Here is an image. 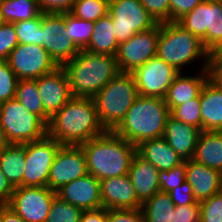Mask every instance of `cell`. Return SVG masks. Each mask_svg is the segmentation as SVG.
Instances as JSON below:
<instances>
[{
	"mask_svg": "<svg viewBox=\"0 0 222 222\" xmlns=\"http://www.w3.org/2000/svg\"><path fill=\"white\" fill-rule=\"evenodd\" d=\"M105 131L93 98L72 97L47 125V135L61 145H81Z\"/></svg>",
	"mask_w": 222,
	"mask_h": 222,
	"instance_id": "cell-1",
	"label": "cell"
},
{
	"mask_svg": "<svg viewBox=\"0 0 222 222\" xmlns=\"http://www.w3.org/2000/svg\"><path fill=\"white\" fill-rule=\"evenodd\" d=\"M80 146L85 154L88 174L99 181L127 175L137 154L135 145L110 130Z\"/></svg>",
	"mask_w": 222,
	"mask_h": 222,
	"instance_id": "cell-2",
	"label": "cell"
},
{
	"mask_svg": "<svg viewBox=\"0 0 222 222\" xmlns=\"http://www.w3.org/2000/svg\"><path fill=\"white\" fill-rule=\"evenodd\" d=\"M62 68L73 97L93 98L120 71L116 57L80 52Z\"/></svg>",
	"mask_w": 222,
	"mask_h": 222,
	"instance_id": "cell-3",
	"label": "cell"
},
{
	"mask_svg": "<svg viewBox=\"0 0 222 222\" xmlns=\"http://www.w3.org/2000/svg\"><path fill=\"white\" fill-rule=\"evenodd\" d=\"M169 115V108L163 98L139 95L113 131L137 146L145 140L163 137Z\"/></svg>",
	"mask_w": 222,
	"mask_h": 222,
	"instance_id": "cell-4",
	"label": "cell"
},
{
	"mask_svg": "<svg viewBox=\"0 0 222 222\" xmlns=\"http://www.w3.org/2000/svg\"><path fill=\"white\" fill-rule=\"evenodd\" d=\"M157 57L181 72L184 66L200 59H203L202 69H207L210 53L199 37L191 34L176 21H170L160 23Z\"/></svg>",
	"mask_w": 222,
	"mask_h": 222,
	"instance_id": "cell-5",
	"label": "cell"
},
{
	"mask_svg": "<svg viewBox=\"0 0 222 222\" xmlns=\"http://www.w3.org/2000/svg\"><path fill=\"white\" fill-rule=\"evenodd\" d=\"M139 96L132 73L119 72L94 97L97 116L105 130L113 131Z\"/></svg>",
	"mask_w": 222,
	"mask_h": 222,
	"instance_id": "cell-6",
	"label": "cell"
},
{
	"mask_svg": "<svg viewBox=\"0 0 222 222\" xmlns=\"http://www.w3.org/2000/svg\"><path fill=\"white\" fill-rule=\"evenodd\" d=\"M0 125L10 144H25L47 135V125L15 98L0 103Z\"/></svg>",
	"mask_w": 222,
	"mask_h": 222,
	"instance_id": "cell-7",
	"label": "cell"
},
{
	"mask_svg": "<svg viewBox=\"0 0 222 222\" xmlns=\"http://www.w3.org/2000/svg\"><path fill=\"white\" fill-rule=\"evenodd\" d=\"M176 22L199 37L211 53L222 43V0H203Z\"/></svg>",
	"mask_w": 222,
	"mask_h": 222,
	"instance_id": "cell-8",
	"label": "cell"
},
{
	"mask_svg": "<svg viewBox=\"0 0 222 222\" xmlns=\"http://www.w3.org/2000/svg\"><path fill=\"white\" fill-rule=\"evenodd\" d=\"M108 15L112 18L119 44L136 33L151 30L158 24L140 0H109Z\"/></svg>",
	"mask_w": 222,
	"mask_h": 222,
	"instance_id": "cell-9",
	"label": "cell"
},
{
	"mask_svg": "<svg viewBox=\"0 0 222 222\" xmlns=\"http://www.w3.org/2000/svg\"><path fill=\"white\" fill-rule=\"evenodd\" d=\"M61 144L45 135L37 141L25 143V172L22 186L46 187L50 169Z\"/></svg>",
	"mask_w": 222,
	"mask_h": 222,
	"instance_id": "cell-10",
	"label": "cell"
},
{
	"mask_svg": "<svg viewBox=\"0 0 222 222\" xmlns=\"http://www.w3.org/2000/svg\"><path fill=\"white\" fill-rule=\"evenodd\" d=\"M6 61L19 80L37 79L59 67L46 49L36 44H18Z\"/></svg>",
	"mask_w": 222,
	"mask_h": 222,
	"instance_id": "cell-11",
	"label": "cell"
},
{
	"mask_svg": "<svg viewBox=\"0 0 222 222\" xmlns=\"http://www.w3.org/2000/svg\"><path fill=\"white\" fill-rule=\"evenodd\" d=\"M55 196L47 186H20L14 189L8 207L24 222H45Z\"/></svg>",
	"mask_w": 222,
	"mask_h": 222,
	"instance_id": "cell-12",
	"label": "cell"
},
{
	"mask_svg": "<svg viewBox=\"0 0 222 222\" xmlns=\"http://www.w3.org/2000/svg\"><path fill=\"white\" fill-rule=\"evenodd\" d=\"M41 30V46L59 67L71 61L80 52L72 39L63 35L66 31L65 14L41 13Z\"/></svg>",
	"mask_w": 222,
	"mask_h": 222,
	"instance_id": "cell-13",
	"label": "cell"
},
{
	"mask_svg": "<svg viewBox=\"0 0 222 222\" xmlns=\"http://www.w3.org/2000/svg\"><path fill=\"white\" fill-rule=\"evenodd\" d=\"M160 23L151 30L136 33L119 44L116 61L120 72L132 73L136 68L157 56Z\"/></svg>",
	"mask_w": 222,
	"mask_h": 222,
	"instance_id": "cell-14",
	"label": "cell"
},
{
	"mask_svg": "<svg viewBox=\"0 0 222 222\" xmlns=\"http://www.w3.org/2000/svg\"><path fill=\"white\" fill-rule=\"evenodd\" d=\"M179 73L173 66L156 56L136 68L132 75L140 96L164 99L173 79Z\"/></svg>",
	"mask_w": 222,
	"mask_h": 222,
	"instance_id": "cell-15",
	"label": "cell"
},
{
	"mask_svg": "<svg viewBox=\"0 0 222 222\" xmlns=\"http://www.w3.org/2000/svg\"><path fill=\"white\" fill-rule=\"evenodd\" d=\"M88 174L85 154L80 145H61L55 154L47 187L57 191L62 186Z\"/></svg>",
	"mask_w": 222,
	"mask_h": 222,
	"instance_id": "cell-16",
	"label": "cell"
},
{
	"mask_svg": "<svg viewBox=\"0 0 222 222\" xmlns=\"http://www.w3.org/2000/svg\"><path fill=\"white\" fill-rule=\"evenodd\" d=\"M45 113L51 118L73 97L62 67L36 79Z\"/></svg>",
	"mask_w": 222,
	"mask_h": 222,
	"instance_id": "cell-17",
	"label": "cell"
},
{
	"mask_svg": "<svg viewBox=\"0 0 222 222\" xmlns=\"http://www.w3.org/2000/svg\"><path fill=\"white\" fill-rule=\"evenodd\" d=\"M56 196L83 210L102 208L100 181L91 174L62 186Z\"/></svg>",
	"mask_w": 222,
	"mask_h": 222,
	"instance_id": "cell-18",
	"label": "cell"
},
{
	"mask_svg": "<svg viewBox=\"0 0 222 222\" xmlns=\"http://www.w3.org/2000/svg\"><path fill=\"white\" fill-rule=\"evenodd\" d=\"M102 207L105 209H138V200L129 175L105 178L100 181Z\"/></svg>",
	"mask_w": 222,
	"mask_h": 222,
	"instance_id": "cell-19",
	"label": "cell"
},
{
	"mask_svg": "<svg viewBox=\"0 0 222 222\" xmlns=\"http://www.w3.org/2000/svg\"><path fill=\"white\" fill-rule=\"evenodd\" d=\"M186 181L192 187L197 202L222 191V173L194 160H186Z\"/></svg>",
	"mask_w": 222,
	"mask_h": 222,
	"instance_id": "cell-20",
	"label": "cell"
},
{
	"mask_svg": "<svg viewBox=\"0 0 222 222\" xmlns=\"http://www.w3.org/2000/svg\"><path fill=\"white\" fill-rule=\"evenodd\" d=\"M202 131L192 125H188L168 116L163 138L168 145L186 161L193 158L199 135Z\"/></svg>",
	"mask_w": 222,
	"mask_h": 222,
	"instance_id": "cell-21",
	"label": "cell"
},
{
	"mask_svg": "<svg viewBox=\"0 0 222 222\" xmlns=\"http://www.w3.org/2000/svg\"><path fill=\"white\" fill-rule=\"evenodd\" d=\"M197 75H185L180 72L172 81L164 98L169 111L178 105L195 99L200 95L203 85L208 80L207 69L198 68Z\"/></svg>",
	"mask_w": 222,
	"mask_h": 222,
	"instance_id": "cell-22",
	"label": "cell"
},
{
	"mask_svg": "<svg viewBox=\"0 0 222 222\" xmlns=\"http://www.w3.org/2000/svg\"><path fill=\"white\" fill-rule=\"evenodd\" d=\"M128 175L142 204L160 191L159 171L138 154L132 159Z\"/></svg>",
	"mask_w": 222,
	"mask_h": 222,
	"instance_id": "cell-23",
	"label": "cell"
},
{
	"mask_svg": "<svg viewBox=\"0 0 222 222\" xmlns=\"http://www.w3.org/2000/svg\"><path fill=\"white\" fill-rule=\"evenodd\" d=\"M201 131H222V90L209 80L199 95Z\"/></svg>",
	"mask_w": 222,
	"mask_h": 222,
	"instance_id": "cell-24",
	"label": "cell"
},
{
	"mask_svg": "<svg viewBox=\"0 0 222 222\" xmlns=\"http://www.w3.org/2000/svg\"><path fill=\"white\" fill-rule=\"evenodd\" d=\"M136 147L137 154L158 171H167L184 162L163 137L145 140Z\"/></svg>",
	"mask_w": 222,
	"mask_h": 222,
	"instance_id": "cell-25",
	"label": "cell"
},
{
	"mask_svg": "<svg viewBox=\"0 0 222 222\" xmlns=\"http://www.w3.org/2000/svg\"><path fill=\"white\" fill-rule=\"evenodd\" d=\"M192 160L222 173V131H202Z\"/></svg>",
	"mask_w": 222,
	"mask_h": 222,
	"instance_id": "cell-26",
	"label": "cell"
},
{
	"mask_svg": "<svg viewBox=\"0 0 222 222\" xmlns=\"http://www.w3.org/2000/svg\"><path fill=\"white\" fill-rule=\"evenodd\" d=\"M112 18L106 15L94 22L91 39L85 51L92 54L116 56L119 43L116 40Z\"/></svg>",
	"mask_w": 222,
	"mask_h": 222,
	"instance_id": "cell-27",
	"label": "cell"
},
{
	"mask_svg": "<svg viewBox=\"0 0 222 222\" xmlns=\"http://www.w3.org/2000/svg\"><path fill=\"white\" fill-rule=\"evenodd\" d=\"M0 169L14 188L22 186L25 172V144H10L2 150Z\"/></svg>",
	"mask_w": 222,
	"mask_h": 222,
	"instance_id": "cell-28",
	"label": "cell"
},
{
	"mask_svg": "<svg viewBox=\"0 0 222 222\" xmlns=\"http://www.w3.org/2000/svg\"><path fill=\"white\" fill-rule=\"evenodd\" d=\"M15 99L29 112L38 116L46 125H48L50 117L44 111L36 79L19 80L15 92Z\"/></svg>",
	"mask_w": 222,
	"mask_h": 222,
	"instance_id": "cell-29",
	"label": "cell"
},
{
	"mask_svg": "<svg viewBox=\"0 0 222 222\" xmlns=\"http://www.w3.org/2000/svg\"><path fill=\"white\" fill-rule=\"evenodd\" d=\"M175 204L167 192L159 191L142 204L145 222H173Z\"/></svg>",
	"mask_w": 222,
	"mask_h": 222,
	"instance_id": "cell-30",
	"label": "cell"
},
{
	"mask_svg": "<svg viewBox=\"0 0 222 222\" xmlns=\"http://www.w3.org/2000/svg\"><path fill=\"white\" fill-rule=\"evenodd\" d=\"M5 22L15 23L30 20L40 14L36 0H0Z\"/></svg>",
	"mask_w": 222,
	"mask_h": 222,
	"instance_id": "cell-31",
	"label": "cell"
},
{
	"mask_svg": "<svg viewBox=\"0 0 222 222\" xmlns=\"http://www.w3.org/2000/svg\"><path fill=\"white\" fill-rule=\"evenodd\" d=\"M66 31L63 35L70 37L79 50H84L91 39L94 28L93 21H86L73 16L71 13L65 14Z\"/></svg>",
	"mask_w": 222,
	"mask_h": 222,
	"instance_id": "cell-32",
	"label": "cell"
},
{
	"mask_svg": "<svg viewBox=\"0 0 222 222\" xmlns=\"http://www.w3.org/2000/svg\"><path fill=\"white\" fill-rule=\"evenodd\" d=\"M109 0H76L71 14L77 18L93 21L108 15Z\"/></svg>",
	"mask_w": 222,
	"mask_h": 222,
	"instance_id": "cell-33",
	"label": "cell"
},
{
	"mask_svg": "<svg viewBox=\"0 0 222 222\" xmlns=\"http://www.w3.org/2000/svg\"><path fill=\"white\" fill-rule=\"evenodd\" d=\"M83 211L55 196L45 222H79Z\"/></svg>",
	"mask_w": 222,
	"mask_h": 222,
	"instance_id": "cell-34",
	"label": "cell"
},
{
	"mask_svg": "<svg viewBox=\"0 0 222 222\" xmlns=\"http://www.w3.org/2000/svg\"><path fill=\"white\" fill-rule=\"evenodd\" d=\"M19 44H36L41 46V13L30 20L14 23Z\"/></svg>",
	"mask_w": 222,
	"mask_h": 222,
	"instance_id": "cell-35",
	"label": "cell"
},
{
	"mask_svg": "<svg viewBox=\"0 0 222 222\" xmlns=\"http://www.w3.org/2000/svg\"><path fill=\"white\" fill-rule=\"evenodd\" d=\"M170 115L185 124L192 125L201 130V109L199 96L182 105L174 107Z\"/></svg>",
	"mask_w": 222,
	"mask_h": 222,
	"instance_id": "cell-36",
	"label": "cell"
},
{
	"mask_svg": "<svg viewBox=\"0 0 222 222\" xmlns=\"http://www.w3.org/2000/svg\"><path fill=\"white\" fill-rule=\"evenodd\" d=\"M19 79L7 61H0V103L15 98Z\"/></svg>",
	"mask_w": 222,
	"mask_h": 222,
	"instance_id": "cell-37",
	"label": "cell"
},
{
	"mask_svg": "<svg viewBox=\"0 0 222 222\" xmlns=\"http://www.w3.org/2000/svg\"><path fill=\"white\" fill-rule=\"evenodd\" d=\"M200 222H222V191L200 201Z\"/></svg>",
	"mask_w": 222,
	"mask_h": 222,
	"instance_id": "cell-38",
	"label": "cell"
},
{
	"mask_svg": "<svg viewBox=\"0 0 222 222\" xmlns=\"http://www.w3.org/2000/svg\"><path fill=\"white\" fill-rule=\"evenodd\" d=\"M186 180L185 161L177 167L167 171H159L160 191L169 193Z\"/></svg>",
	"mask_w": 222,
	"mask_h": 222,
	"instance_id": "cell-39",
	"label": "cell"
},
{
	"mask_svg": "<svg viewBox=\"0 0 222 222\" xmlns=\"http://www.w3.org/2000/svg\"><path fill=\"white\" fill-rule=\"evenodd\" d=\"M19 44L14 23L5 22L0 26V61H6L11 51Z\"/></svg>",
	"mask_w": 222,
	"mask_h": 222,
	"instance_id": "cell-40",
	"label": "cell"
},
{
	"mask_svg": "<svg viewBox=\"0 0 222 222\" xmlns=\"http://www.w3.org/2000/svg\"><path fill=\"white\" fill-rule=\"evenodd\" d=\"M140 3L157 23L170 22L169 0H140Z\"/></svg>",
	"mask_w": 222,
	"mask_h": 222,
	"instance_id": "cell-41",
	"label": "cell"
},
{
	"mask_svg": "<svg viewBox=\"0 0 222 222\" xmlns=\"http://www.w3.org/2000/svg\"><path fill=\"white\" fill-rule=\"evenodd\" d=\"M42 14H68L71 13L76 0H36Z\"/></svg>",
	"mask_w": 222,
	"mask_h": 222,
	"instance_id": "cell-42",
	"label": "cell"
},
{
	"mask_svg": "<svg viewBox=\"0 0 222 222\" xmlns=\"http://www.w3.org/2000/svg\"><path fill=\"white\" fill-rule=\"evenodd\" d=\"M108 222H145L141 208L138 209H108Z\"/></svg>",
	"mask_w": 222,
	"mask_h": 222,
	"instance_id": "cell-43",
	"label": "cell"
},
{
	"mask_svg": "<svg viewBox=\"0 0 222 222\" xmlns=\"http://www.w3.org/2000/svg\"><path fill=\"white\" fill-rule=\"evenodd\" d=\"M171 201L175 206H186L193 205L197 203V200L194 198L192 187L185 180L181 185L175 187L169 192Z\"/></svg>",
	"mask_w": 222,
	"mask_h": 222,
	"instance_id": "cell-44",
	"label": "cell"
},
{
	"mask_svg": "<svg viewBox=\"0 0 222 222\" xmlns=\"http://www.w3.org/2000/svg\"><path fill=\"white\" fill-rule=\"evenodd\" d=\"M200 202L193 205L176 206L173 222H200Z\"/></svg>",
	"mask_w": 222,
	"mask_h": 222,
	"instance_id": "cell-45",
	"label": "cell"
},
{
	"mask_svg": "<svg viewBox=\"0 0 222 222\" xmlns=\"http://www.w3.org/2000/svg\"><path fill=\"white\" fill-rule=\"evenodd\" d=\"M203 0H169L170 21H177L184 14L194 10Z\"/></svg>",
	"mask_w": 222,
	"mask_h": 222,
	"instance_id": "cell-46",
	"label": "cell"
},
{
	"mask_svg": "<svg viewBox=\"0 0 222 222\" xmlns=\"http://www.w3.org/2000/svg\"><path fill=\"white\" fill-rule=\"evenodd\" d=\"M208 80L222 90V61H208Z\"/></svg>",
	"mask_w": 222,
	"mask_h": 222,
	"instance_id": "cell-47",
	"label": "cell"
},
{
	"mask_svg": "<svg viewBox=\"0 0 222 222\" xmlns=\"http://www.w3.org/2000/svg\"><path fill=\"white\" fill-rule=\"evenodd\" d=\"M108 210L99 208L95 210H84L79 222H108Z\"/></svg>",
	"mask_w": 222,
	"mask_h": 222,
	"instance_id": "cell-48",
	"label": "cell"
},
{
	"mask_svg": "<svg viewBox=\"0 0 222 222\" xmlns=\"http://www.w3.org/2000/svg\"><path fill=\"white\" fill-rule=\"evenodd\" d=\"M14 189L0 169V201L8 204Z\"/></svg>",
	"mask_w": 222,
	"mask_h": 222,
	"instance_id": "cell-49",
	"label": "cell"
},
{
	"mask_svg": "<svg viewBox=\"0 0 222 222\" xmlns=\"http://www.w3.org/2000/svg\"><path fill=\"white\" fill-rule=\"evenodd\" d=\"M0 222H24L20 216H18L8 206L4 209Z\"/></svg>",
	"mask_w": 222,
	"mask_h": 222,
	"instance_id": "cell-50",
	"label": "cell"
},
{
	"mask_svg": "<svg viewBox=\"0 0 222 222\" xmlns=\"http://www.w3.org/2000/svg\"><path fill=\"white\" fill-rule=\"evenodd\" d=\"M209 60L222 61V43L210 53Z\"/></svg>",
	"mask_w": 222,
	"mask_h": 222,
	"instance_id": "cell-51",
	"label": "cell"
},
{
	"mask_svg": "<svg viewBox=\"0 0 222 222\" xmlns=\"http://www.w3.org/2000/svg\"><path fill=\"white\" fill-rule=\"evenodd\" d=\"M9 145L10 143L8 142L5 132L0 125V152L7 148Z\"/></svg>",
	"mask_w": 222,
	"mask_h": 222,
	"instance_id": "cell-52",
	"label": "cell"
},
{
	"mask_svg": "<svg viewBox=\"0 0 222 222\" xmlns=\"http://www.w3.org/2000/svg\"><path fill=\"white\" fill-rule=\"evenodd\" d=\"M8 206L7 203L0 201V219L3 214L4 209Z\"/></svg>",
	"mask_w": 222,
	"mask_h": 222,
	"instance_id": "cell-53",
	"label": "cell"
},
{
	"mask_svg": "<svg viewBox=\"0 0 222 222\" xmlns=\"http://www.w3.org/2000/svg\"><path fill=\"white\" fill-rule=\"evenodd\" d=\"M3 23H5V20H4L3 16H2L1 6H0V26H1Z\"/></svg>",
	"mask_w": 222,
	"mask_h": 222,
	"instance_id": "cell-54",
	"label": "cell"
}]
</instances>
